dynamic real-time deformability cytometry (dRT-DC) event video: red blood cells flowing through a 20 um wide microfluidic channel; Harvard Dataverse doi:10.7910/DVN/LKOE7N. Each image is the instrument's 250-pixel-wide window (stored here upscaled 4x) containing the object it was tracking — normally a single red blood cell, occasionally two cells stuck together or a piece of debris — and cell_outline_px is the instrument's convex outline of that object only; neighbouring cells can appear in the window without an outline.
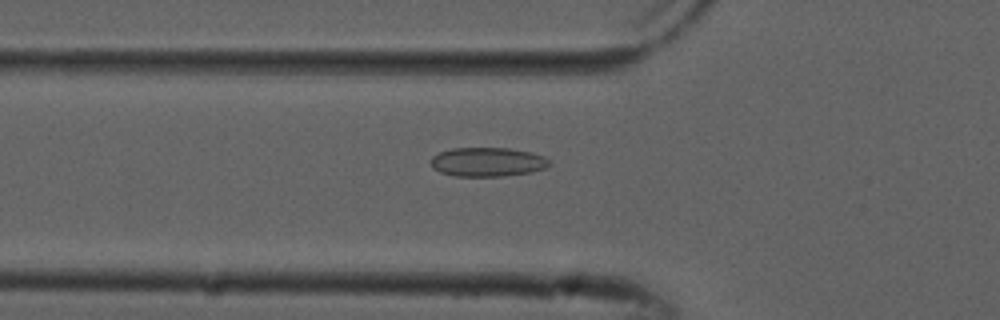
{"species": "common noctule bat (a hibernating species)", "species_latin": "Nyctalus noctula", "temperature_condition": "cold", "stored_images_in_passage": 53, "camera_frame_rate_fps": 3000, "um_per_image_px": 0.085, "animal": {"sex": "male", "forearm_length_mm": 52.5}, "frame": {"image": 1, "passage_image": 18, "time_ms": 5.667, "image_size_px": [1000, 320], "cell_outline_px": [[552, 164], [544, 168], [532, 172], [504, 176], [456, 176], [440, 172], [432, 168], [428, 160], [432, 156], [440, 152], [452, 148], [508, 148], [532, 152], [544, 156]], "centroid_in_image_um": [41.42, 13.76], "position_along_channel_um": 84.4, "area_um2": 20.29}}
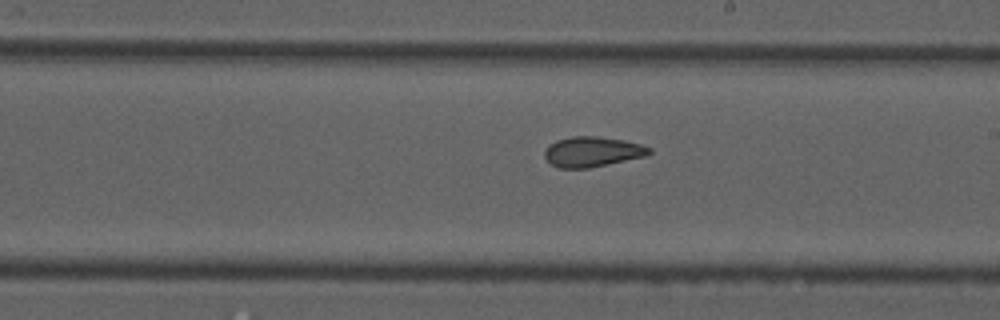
{"frame": {"image": 2, "passage_image": 30, "time_ms": 9.667, "image_size_px": [1000, 320], "cell_outline_px": [[652, 152], [648, 156], [588, 168], [560, 168], [552, 164], [544, 156], [544, 152], [548, 144], [556, 140], [572, 136], [596, 136], [624, 140], [640, 144], [652, 148]], "centroid_in_image_um": [50.37, 12.89], "position_along_channel_um": 238.6, "area_um2": 18.5}}
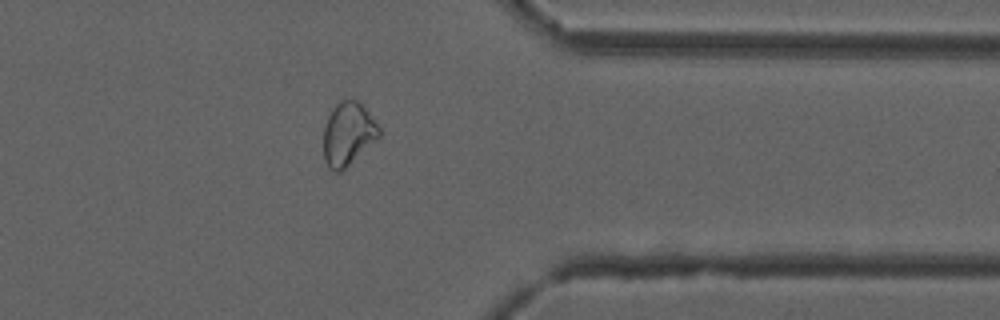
{"frame": {"image": 3, "passage_image": 42, "time_ms": 13.667, "image_size_px": [1000, 320], "cell_outline_px": [[380, 136], [376, 140], [340, 172], [332, 172], [328, 168], [324, 160], [324, 124], [332, 108], [340, 100], [356, 100], [364, 104], [380, 128]], "centroid_in_image_um": [29.58, 11.36], "position_along_channel_um": 381.8, "area_um2": 20.58}, "authors_computed_cell_mechanics": {"area_um2": 20.7502, "velocity_mm_per_s": 3.8556, "shape_relaxation_time_tau1_ms": null, "shape_relaxation_time_tau2_ms": 1.7876, "deformation_change_tau1": null, "deformation_change_tau2": 0.0725}}